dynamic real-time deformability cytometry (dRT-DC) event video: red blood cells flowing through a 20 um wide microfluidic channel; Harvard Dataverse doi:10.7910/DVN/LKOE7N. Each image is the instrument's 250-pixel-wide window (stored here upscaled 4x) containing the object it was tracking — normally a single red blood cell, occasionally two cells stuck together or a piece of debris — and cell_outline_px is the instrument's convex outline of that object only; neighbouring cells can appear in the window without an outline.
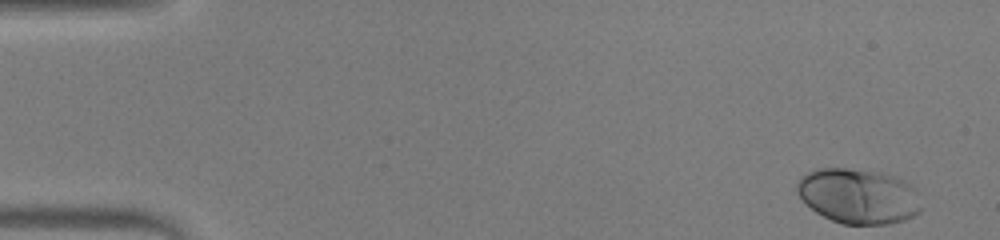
{"species": "human", "species_latin": "Homo sapiens", "temperature_condition": "warm", "stored_images_in_passage": 13, "camera_frame_rate_fps": 3000, "um_per_image_px": 0.085, "donor": {"sex": "male"}, "frame": {"image": 1, "passage_image": 1, "time_ms": 0.0, "image_size_px": [1000, 240], "cell_outline_px": [[920, 212], [904, 220], [888, 224], [840, 224], [816, 212], [796, 192], [796, 184], [800, 176], [816, 168], [848, 168], [884, 172], [896, 176], [912, 184], [916, 188], [920, 208]], "centroid_in_image_um": [72.97, 16.64], "position_along_channel_um": 12.0, "area_um2": 40.17}}